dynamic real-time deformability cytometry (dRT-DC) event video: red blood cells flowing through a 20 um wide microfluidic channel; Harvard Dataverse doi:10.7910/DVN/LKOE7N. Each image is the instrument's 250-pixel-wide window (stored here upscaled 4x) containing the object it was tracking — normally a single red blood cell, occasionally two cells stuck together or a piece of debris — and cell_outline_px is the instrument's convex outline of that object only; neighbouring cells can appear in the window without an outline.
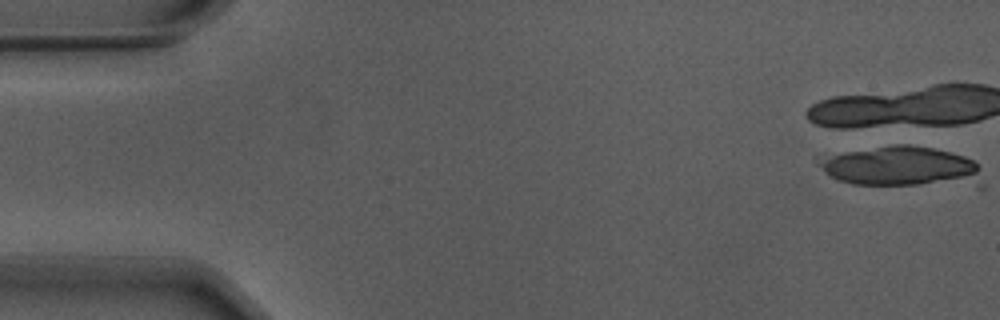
{"species": "Egyptian fruit bat (a non-hibernating species)", "species_latin": "Rousettus aegyptiacus", "temperature_condition": "warm", "stored_images_in_passage": 9, "camera_frame_rate_fps": 3000, "um_per_image_px": 0.085, "animal": {"sex": "male"}, "frame": {"image": 1, "passage_image": 1, "time_ms": 0.0, "image_size_px": [1000, 320], "cell_outline_px": [[980, 168], [976, 176], [916, 184], [852, 184], [840, 180], [832, 176], [816, 164], [816, 160], [844, 152], [892, 144], [908, 144], [932, 148], [964, 156], [972, 160]], "centroid_in_image_um": [76.31, 14.06], "position_along_channel_um": 8.7, "area_um2": 35.2}}